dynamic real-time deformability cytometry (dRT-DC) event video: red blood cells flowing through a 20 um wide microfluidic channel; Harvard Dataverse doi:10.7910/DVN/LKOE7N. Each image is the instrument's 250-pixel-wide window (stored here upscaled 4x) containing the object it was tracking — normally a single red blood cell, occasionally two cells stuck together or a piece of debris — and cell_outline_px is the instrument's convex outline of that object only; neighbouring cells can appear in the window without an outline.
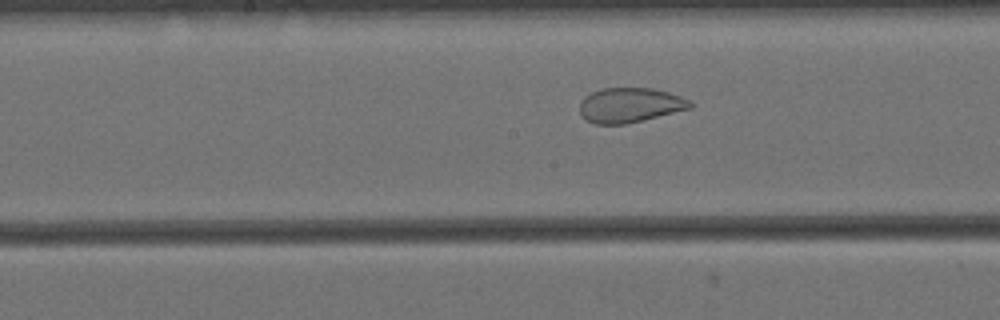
{"species": "Egyptian fruit bat (a non-hibernating species)", "species_latin": "Rousettus aegyptiacus", "temperature_condition": "cold", "stored_images_in_passage": 55, "camera_frame_rate_fps": 3000, "um_per_image_px": 0.085, "animal": {"sex": "female"}, "frame": {"image": 1, "passage_image": 25, "time_ms": 8.0, "image_size_px": [1000, 320], "cell_outline_px": [[692, 108], [624, 124], [596, 124], [588, 120], [580, 112], [580, 100], [584, 96], [600, 88], [652, 88], [668, 92], [692, 100]], "centroid_in_image_um": [53.55, 8.92], "position_along_channel_um": 194.7, "area_um2": 22.25}}
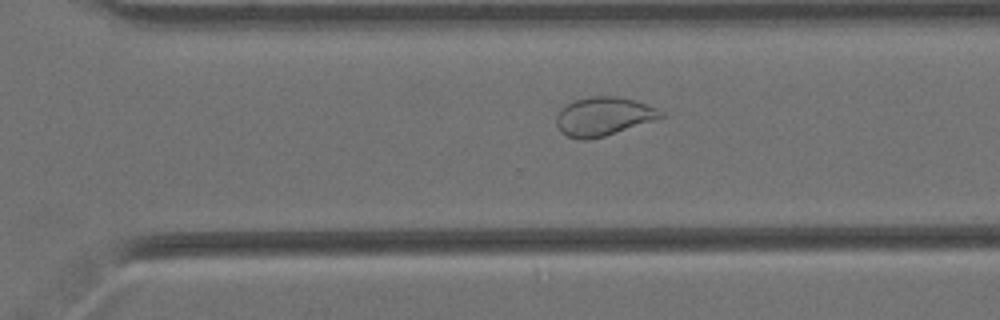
{"frame": {"image": 2, "passage_image": 36, "time_ms": 11.667, "image_size_px": [1000, 320], "cell_outline_px": [[664, 116], [604, 136], [588, 140], [580, 140], [568, 136], [560, 132], [556, 124], [556, 116], [560, 108], [572, 100], [592, 96], [616, 96], [636, 100], [656, 108], [664, 112]], "centroid_in_image_um": [51.23, 9.88], "position_along_channel_um": 319.4, "area_um2": 23.47}}
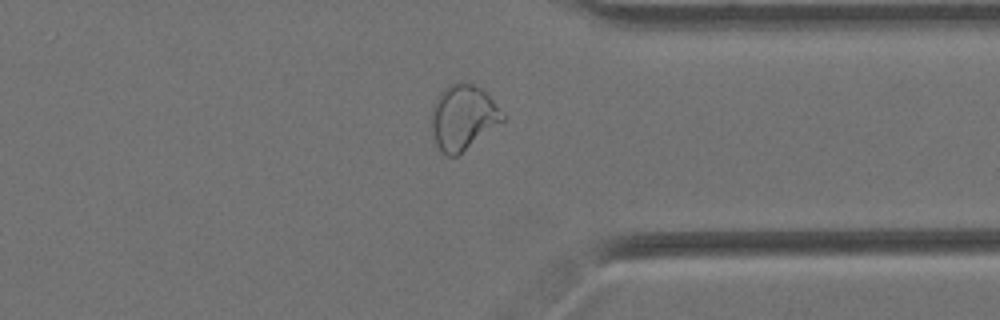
{"frame": {"image": 3, "passage_image": 41, "time_ms": 13.333, "image_size_px": [1000, 320], "cell_outline_px": [[508, 116], [504, 120], [456, 156], [444, 156], [440, 152], [432, 136], [432, 104], [436, 96], [448, 84], [464, 80], [480, 88]], "centroid_in_image_um": [39.33, 9.95], "position_along_channel_um": 372.1, "area_um2": 27.05}, "authors_computed_cell_mechanics": {"area_um2": 28.611, "velocity_mm_per_s": 3.4219, "shape_relaxation_time_tau1_ms": null, "shape_relaxation_time_tau2_ms": 0.8808, "deformation_change_tau1": null, "deformation_change_tau2": 0.059}}